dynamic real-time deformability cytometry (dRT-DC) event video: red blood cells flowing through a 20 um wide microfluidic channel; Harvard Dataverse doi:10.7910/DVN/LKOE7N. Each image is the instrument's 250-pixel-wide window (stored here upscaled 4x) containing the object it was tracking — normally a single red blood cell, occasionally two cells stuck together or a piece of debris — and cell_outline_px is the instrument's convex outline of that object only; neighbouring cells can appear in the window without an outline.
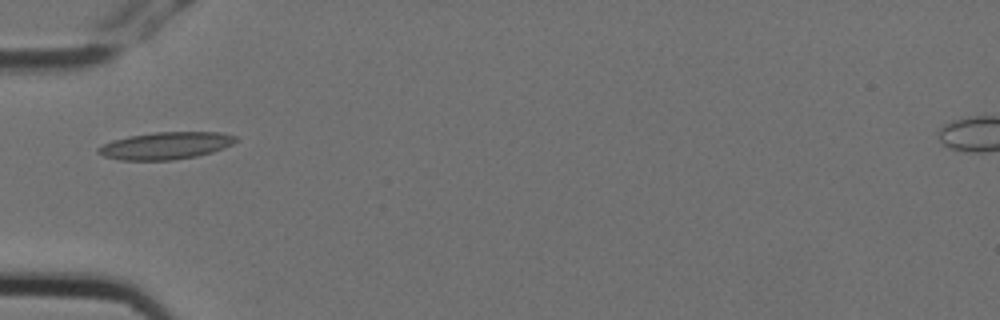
{"species": "Egyptian fruit bat (a non-hibernating species)", "species_latin": "Rousettus aegyptiacus", "temperature_condition": "cold", "stored_images_in_passage": 12, "camera_frame_rate_fps": 3000, "um_per_image_px": 0.085, "animal": {"sex": "female"}, "frame": {"image": 1, "passage_image": 2, "time_ms": 0.333, "image_size_px": [1000, 320], "cell_outline_px": [[236, 140], [232, 144], [224, 148], [212, 152], [196, 156], [172, 160], [120, 160], [104, 156], [96, 152], [96, 148], [112, 140], [128, 136], [156, 132], [220, 132], [236, 136]], "centroid_in_image_um": [14.06, 12.38], "position_along_channel_um": 70.9, "area_um2": 21.79}}
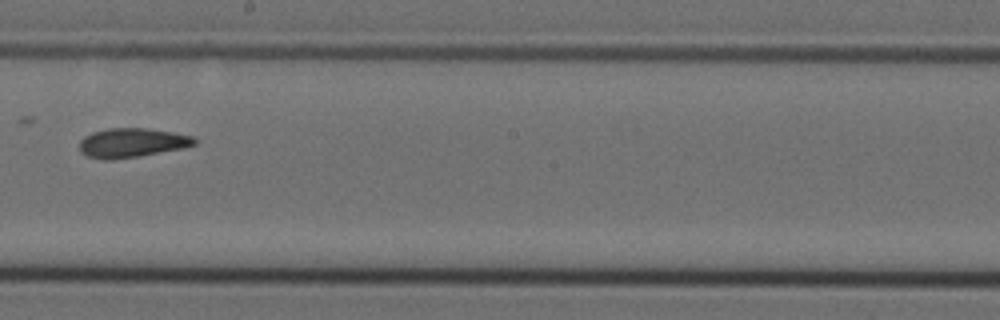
{"frame": {"image": 2, "passage_image": 6, "time_ms": 1.667, "image_size_px": [1000, 320], "cell_outline_px": [[196, 144], [184, 148], [140, 156], [112, 160], [104, 160], [88, 156], [80, 152], [80, 140], [84, 136], [92, 132], [108, 128], [144, 128], [172, 132], [192, 136], [196, 140]], "centroid_in_image_um": [11.19, 12.14], "position_along_channel_um": 237.0, "area_um2": 19.65}}
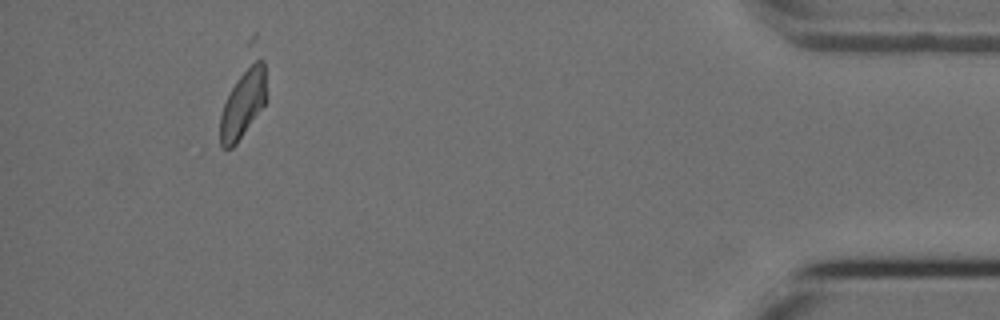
{"frame": {"image": 3, "passage_image": 11, "time_ms": 3.333, "image_size_px": [1000, 320], "cell_outline_px": [[264, 104], [236, 144], [232, 148], [224, 148], [220, 144], [220, 116], [224, 104], [236, 80], [256, 60], [264, 60]], "centroid_in_image_um": [20.61, 8.89], "position_along_channel_um": 414.6, "area_um2": 17.34}}